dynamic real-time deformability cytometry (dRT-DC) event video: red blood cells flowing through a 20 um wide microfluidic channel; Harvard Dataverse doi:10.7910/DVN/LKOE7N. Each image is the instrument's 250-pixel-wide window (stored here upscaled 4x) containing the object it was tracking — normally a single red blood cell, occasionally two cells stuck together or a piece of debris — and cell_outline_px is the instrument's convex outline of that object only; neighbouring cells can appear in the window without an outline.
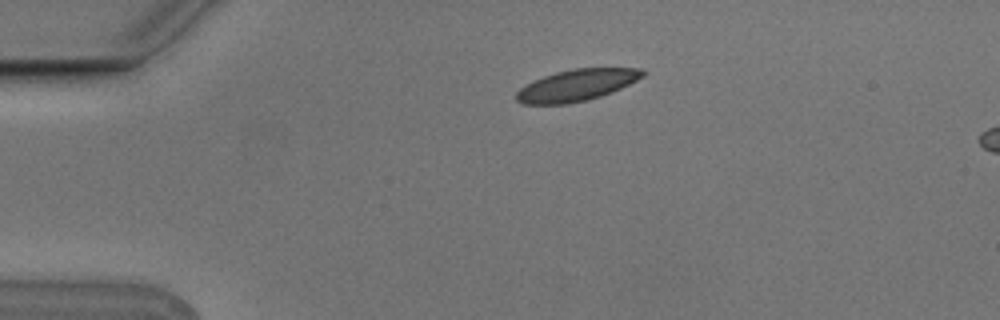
{"species": "Egyptian fruit bat (a non-hibernating species)", "species_latin": "Rousettus aegyptiacus", "temperature_condition": "cold", "stored_images_in_passage": 4, "camera_frame_rate_fps": 3000, "um_per_image_px": 0.085, "animal": {"sex": "male"}, "frame": {"image": 1, "passage_image": 1, "time_ms": 0.0, "image_size_px": [1000, 320], "cell_outline_px": [[648, 72], [644, 76], [612, 92], [588, 100], [568, 104], [520, 104], [516, 100], [516, 92], [524, 84], [544, 76], [556, 72], [572, 68], [640, 68]], "centroid_in_image_um": [49.0, 7.24], "position_along_channel_um": 36.0, "area_um2": 23.35}}